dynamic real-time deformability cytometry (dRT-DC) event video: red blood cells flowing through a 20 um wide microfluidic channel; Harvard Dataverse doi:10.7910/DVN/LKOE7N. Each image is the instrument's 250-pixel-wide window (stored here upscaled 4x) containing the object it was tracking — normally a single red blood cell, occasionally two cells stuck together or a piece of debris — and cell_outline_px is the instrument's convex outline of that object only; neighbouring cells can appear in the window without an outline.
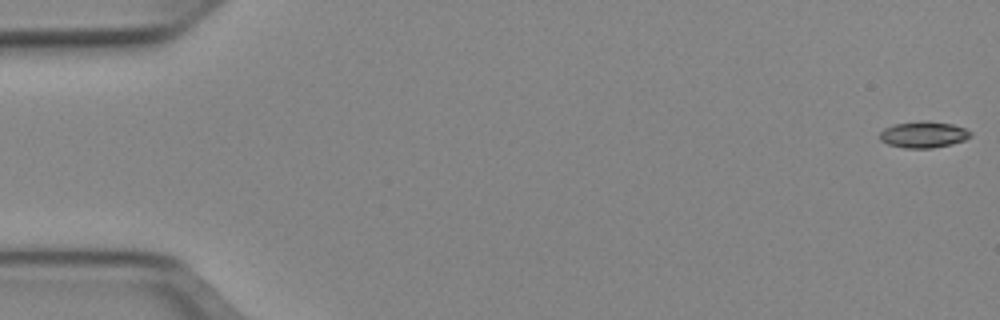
{"species": "Egyptian fruit bat (a non-hibernating species)", "species_latin": "Rousettus aegyptiacus", "temperature_condition": "cold", "stored_images_in_passage": 53, "segment_of_instrument_passage": [1, 2], "camera_frame_rate_fps": 3000, "um_per_image_px": 0.085, "animal": {"sex": "female"}, "frame": {"image": 1, "passage_image": 1, "time_ms": 0.0, "image_size_px": [1000, 320], "cell_outline_px": [[972, 136], [964, 140], [952, 144], [932, 148], [904, 148], [888, 144], [880, 140], [880, 132], [884, 128], [896, 124], [920, 120], [928, 120], [952, 124], [964, 128], [972, 132]], "centroid_in_image_um": [78.51, 11.43], "position_along_channel_um": 6.5, "area_um2": 14.05}}
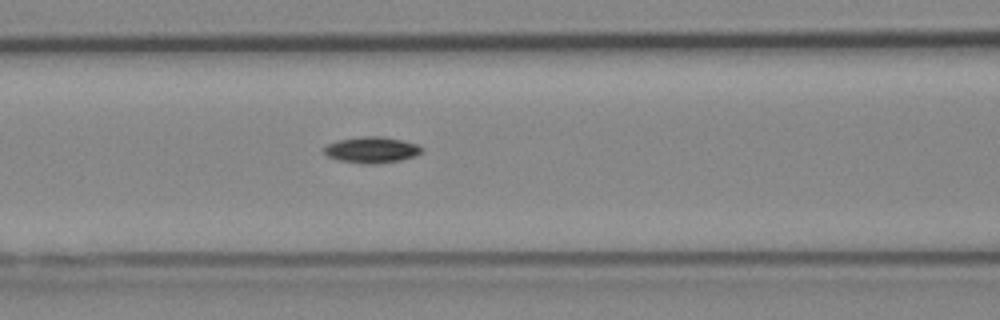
{"frame": {"image": 2, "passage_image": 22, "time_ms": 7.0, "image_size_px": [1000, 320], "cell_outline_px": [[424, 152], [416, 156], [400, 160], [372, 164], [364, 164], [336, 160], [328, 156], [324, 152], [324, 148], [328, 144], [336, 140], [364, 136], [380, 136], [404, 140], [416, 144], [424, 148]], "centroid_in_image_um": [31.62, 12.74], "position_along_channel_um": 135.0, "area_um2": 15.03}}
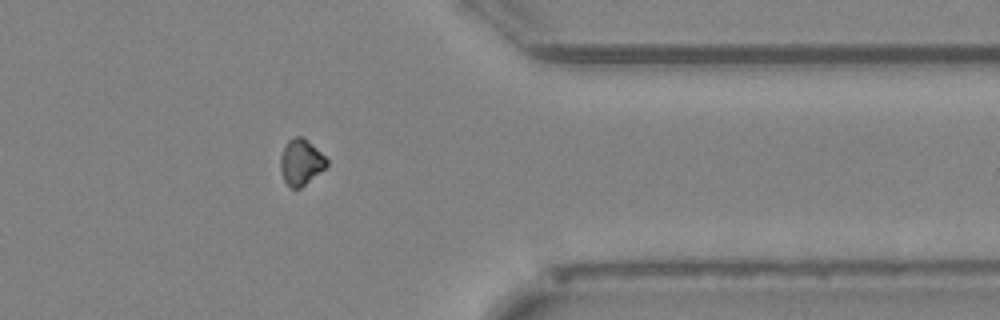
{"frame": {"image": 3, "passage_image": 42, "time_ms": 13.667, "image_size_px": [1000, 320], "cell_outline_px": [[328, 164], [324, 168], [300, 188], [292, 188], [284, 180], [280, 168], [280, 156], [288, 140], [296, 136], [304, 136], [328, 160]], "centroid_in_image_um": [25.57, 13.75], "position_along_channel_um": 385.8, "area_um2": 12.14}}